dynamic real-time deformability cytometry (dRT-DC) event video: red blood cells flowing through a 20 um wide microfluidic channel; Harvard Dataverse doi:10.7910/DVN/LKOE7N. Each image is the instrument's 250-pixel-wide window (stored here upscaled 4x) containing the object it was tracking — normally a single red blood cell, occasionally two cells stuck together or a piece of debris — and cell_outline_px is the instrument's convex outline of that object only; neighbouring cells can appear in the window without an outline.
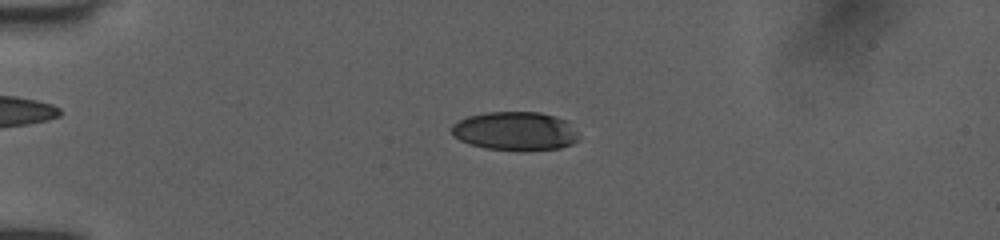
{"species": "human", "species_latin": "Homo sapiens", "temperature_condition": "room temperature", "stored_images_in_passage": 40, "camera_frame_rate_fps": 3000, "um_per_image_px": 0.085, "donor": {"sex": "female"}, "frame": {"image": 1, "passage_image": 2, "time_ms": 0.333, "image_size_px": [1000, 240], "cell_outline_px": [[576, 140], [572, 144], [560, 148], [528, 152], [516, 152], [484, 148], [468, 144], [452, 136], [452, 124], [468, 116], [488, 112], [540, 112], [556, 116], [564, 120], [576, 132]], "centroid_in_image_um": [43.75, 11.17], "position_along_channel_um": 41.3, "area_um2": 29.02}}
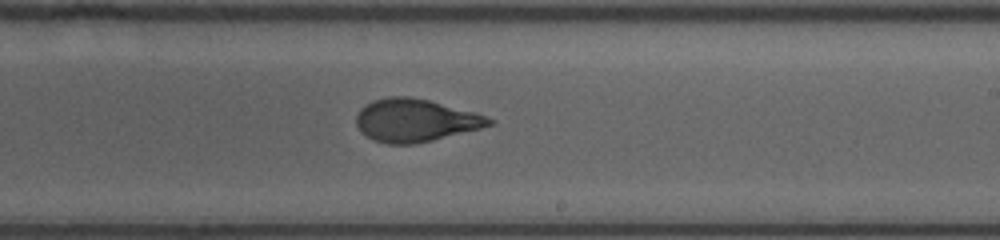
{"frame": {"image": 2, "passage_image": 21, "time_ms": 6.667, "image_size_px": [1000, 240], "cell_outline_px": [[496, 120], [492, 124], [480, 128], [416, 144], [388, 144], [372, 140], [360, 132], [356, 124], [356, 116], [360, 108], [364, 104], [372, 100], [388, 96], [412, 96], [428, 100], [472, 112]], "centroid_in_image_um": [35.22, 10.23], "position_along_channel_um": 253.8, "area_um2": 33.06}}
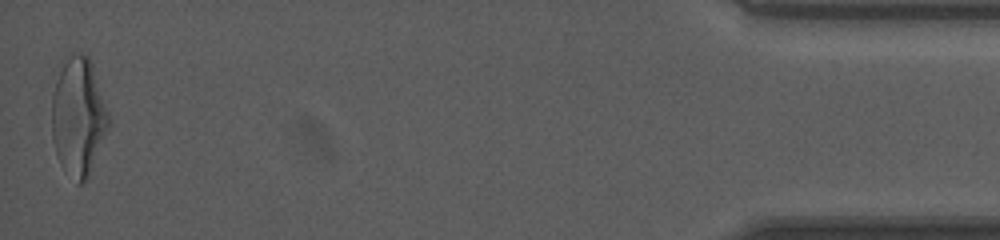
{"frame": {"image": 3, "passage_image": 40, "time_ms": 13.0, "image_size_px": [1000, 240], "cell_outline_px": [[112, 124], [88, 176], [80, 184], [76, 184], [64, 172], [56, 152], [52, 136], [52, 96], [56, 64], [76, 52], [80, 52], [88, 56], [92, 60], [112, 120]], "centroid_in_image_um": [6.67, 9.84], "position_along_channel_um": 428.5, "area_um2": 40.69}, "authors_computed_cell_mechanics": {"area_um2": 33.3217, "velocity_mm_per_s": 4.0397, "shape_relaxation_time_tau1_ms": 3.7452, "shape_relaxation_time_tau2_ms": 0.9734, "deformation_change_tau1": 0.1702, "deformation_change_tau2": 0.0755}}